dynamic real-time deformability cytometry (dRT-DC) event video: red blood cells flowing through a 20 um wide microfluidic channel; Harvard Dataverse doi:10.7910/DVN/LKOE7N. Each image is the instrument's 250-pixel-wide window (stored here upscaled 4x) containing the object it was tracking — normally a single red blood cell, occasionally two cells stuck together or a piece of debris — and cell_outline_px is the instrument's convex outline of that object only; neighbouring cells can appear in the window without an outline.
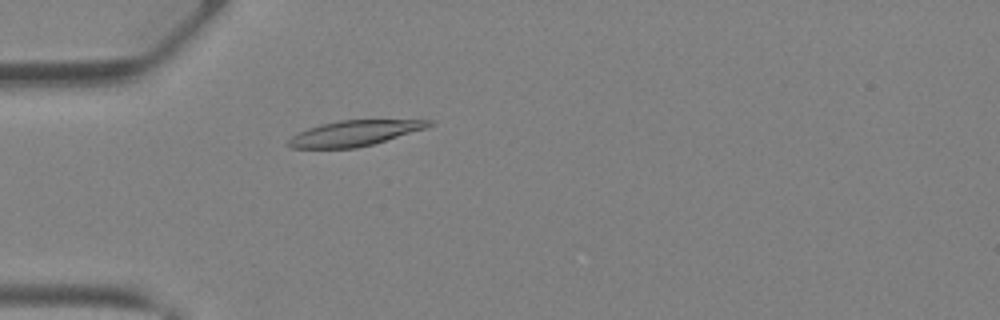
{"species": "Egyptian fruit bat (a non-hibernating species)", "species_latin": "Rousettus aegyptiacus", "temperature_condition": "warm", "stored_images_in_passage": 30, "camera_frame_rate_fps": 3000, "um_per_image_px": 0.085, "animal": {"sex": "female"}, "frame": {"image": 1, "passage_image": 2, "time_ms": 0.333, "image_size_px": [1000, 320], "cell_outline_px": [[436, 120], [432, 124], [424, 128], [372, 144], [356, 148], [292, 148], [288, 144], [288, 140], [292, 136], [308, 128], [320, 124], [340, 120]], "centroid_in_image_um": [30.09, 11.32], "position_along_channel_um": 54.9, "area_um2": 20.4}}
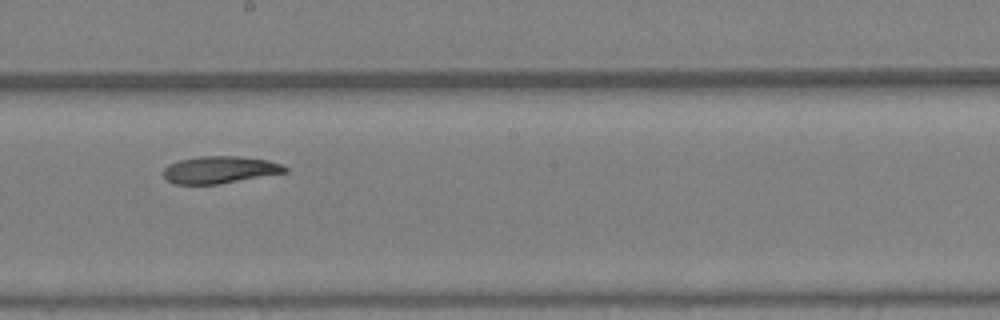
{"frame": {"image": 2, "passage_image": 13, "time_ms": 4.0, "image_size_px": [1000, 320], "cell_outline_px": [[288, 172], [216, 184], [176, 184], [168, 180], [164, 176], [164, 168], [168, 164], [180, 160], [200, 156], [236, 156], [268, 160], [280, 164], [288, 168]], "centroid_in_image_um": [18.68, 14.42], "position_along_channel_um": 229.5, "area_um2": 19.02}}
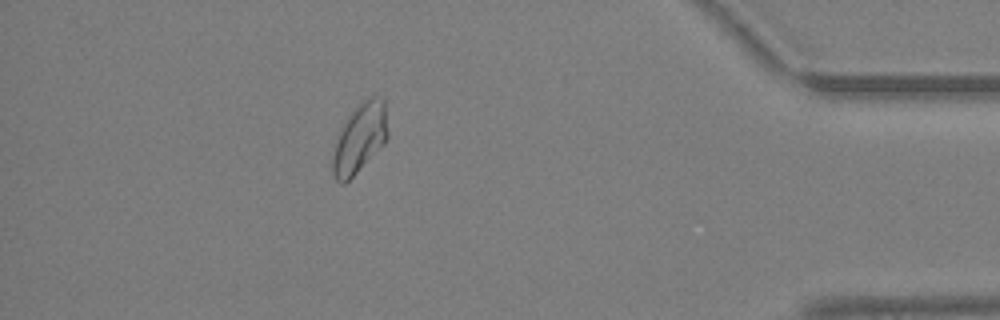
{"frame": {"image": 3, "passage_image": 26, "time_ms": 8.333, "image_size_px": [1000, 320], "cell_outline_px": [[388, 136], [384, 144], [344, 184], [340, 184], [336, 180], [332, 172], [332, 156], [340, 128], [348, 116], [360, 100], [372, 96], [384, 96], [388, 132]], "centroid_in_image_um": [30.58, 11.7], "position_along_channel_um": 404.6, "area_um2": 22.37}}